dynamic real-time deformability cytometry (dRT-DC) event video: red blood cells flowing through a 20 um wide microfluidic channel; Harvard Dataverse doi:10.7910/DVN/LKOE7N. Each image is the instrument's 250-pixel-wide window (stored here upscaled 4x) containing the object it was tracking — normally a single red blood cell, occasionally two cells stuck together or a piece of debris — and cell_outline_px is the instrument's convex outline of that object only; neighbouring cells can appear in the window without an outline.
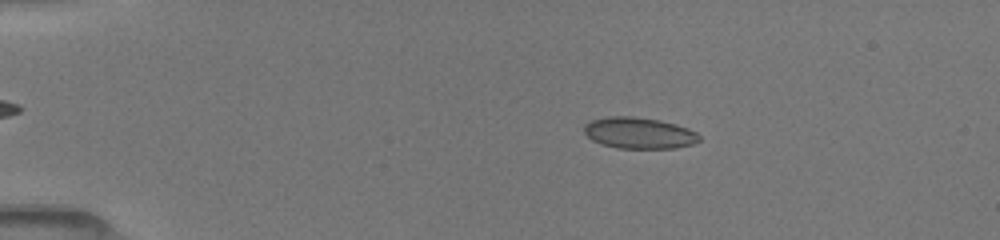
{"species": "common noctule bat (a hibernating species)", "species_latin": "Nyctalus noctula", "temperature_condition": "room temperature", "stored_images_in_passage": 50, "camera_frame_rate_fps": 3000, "um_per_image_px": 0.085, "animal": {"sex": "female", "body_mass_g": 19.5, "forearm_length_mm": 54.1}, "frame": {"image": 1, "passage_image": 9, "time_ms": 2.667, "image_size_px": [1000, 240], "cell_outline_px": [[700, 140], [692, 144], [676, 148], [616, 148], [600, 144], [592, 140], [584, 132], [584, 124], [592, 120], [608, 116], [636, 116], [660, 120], [676, 124], [688, 128], [696, 132], [700, 136]], "centroid_in_image_um": [54.31, 11.3], "position_along_channel_um": 30.7, "area_um2": 21.15}}
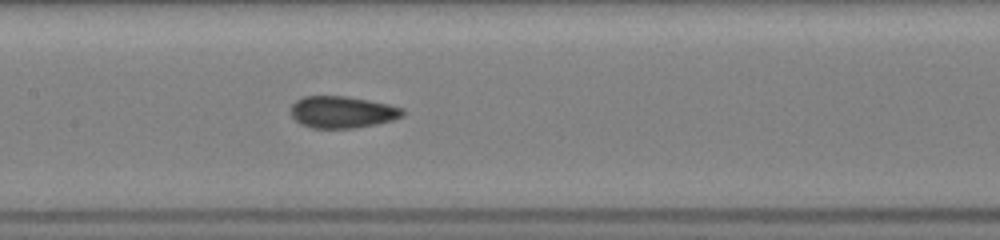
{"frame": {"image": 2, "passage_image": 25, "time_ms": 8.0, "image_size_px": [1000, 240], "cell_outline_px": [[404, 116], [392, 120], [376, 124], [356, 128], [312, 128], [300, 124], [292, 116], [292, 104], [296, 100], [304, 96], [348, 96], [388, 104], [404, 108]], "centroid_in_image_um": [29.11, 9.53], "position_along_channel_um": 178.3, "area_um2": 20.81}}
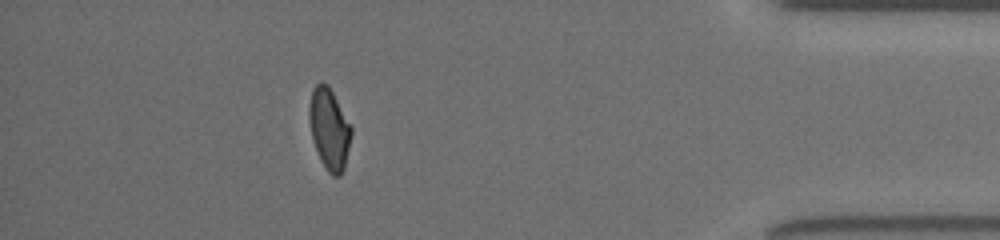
{"frame": {"image": 3, "passage_image": 45, "time_ms": 14.667, "image_size_px": [1000, 240], "cell_outline_px": [[352, 132], [344, 168], [340, 176], [332, 176], [328, 172], [320, 160], [312, 140], [308, 120], [308, 108], [312, 88], [320, 80], [328, 84], [352, 128]], "centroid_in_image_um": [27.95, 10.94], "position_along_channel_um": 407.2, "area_um2": 20.06}, "authors_computed_cell_mechanics": {"area_um2": 20.519, "velocity_mm_per_s": 4.0528, "shape_relaxation_time_tau1_ms": 6.7311, "shape_relaxation_time_tau2_ms": 1.3977, "deformation_change_tau1": 0.1627, "deformation_change_tau2": 0.0655}}